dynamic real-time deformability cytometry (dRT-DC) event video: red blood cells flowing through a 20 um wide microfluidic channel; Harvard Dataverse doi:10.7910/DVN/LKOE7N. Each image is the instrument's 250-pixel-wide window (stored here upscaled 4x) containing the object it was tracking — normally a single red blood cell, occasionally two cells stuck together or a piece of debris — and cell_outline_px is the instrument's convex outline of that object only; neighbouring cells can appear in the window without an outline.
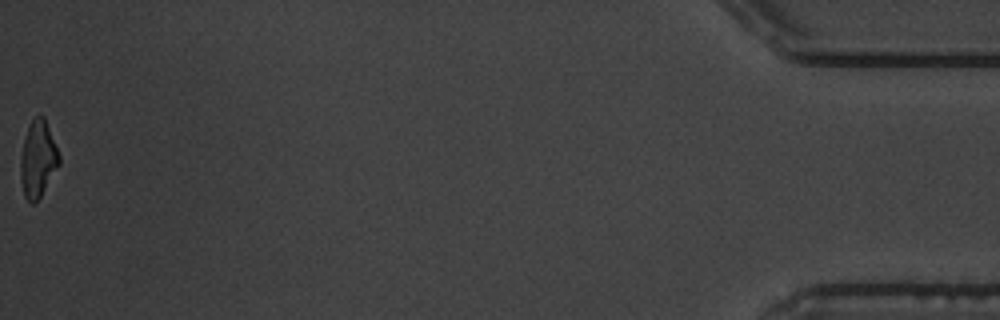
{"species": "common noctule bat (a hibernating species)", "species_latin": "Nyctalus noctula", "temperature_condition": "warm", "stored_images_in_passage": 15, "segment_of_instrument_passage": [2, 2], "camera_frame_rate_fps": 3000, "um_per_image_px": 0.085, "animal": {"sex": "male", "body_mass_g": 19.5, "forearm_length_mm": 54.6}, "frame": {"image": 1, "passage_image": 15, "time_ms": 16.333, "image_size_px": [1000, 320], "cell_outline_px": [[60, 164], [40, 196], [32, 204], [24, 196], [20, 180], [20, 160], [24, 140], [28, 128], [32, 120], [36, 116], [44, 116], [60, 156]], "centroid_in_image_um": [3.22, 13.53], "position_along_channel_um": 432.0, "area_um2": 16.94}}